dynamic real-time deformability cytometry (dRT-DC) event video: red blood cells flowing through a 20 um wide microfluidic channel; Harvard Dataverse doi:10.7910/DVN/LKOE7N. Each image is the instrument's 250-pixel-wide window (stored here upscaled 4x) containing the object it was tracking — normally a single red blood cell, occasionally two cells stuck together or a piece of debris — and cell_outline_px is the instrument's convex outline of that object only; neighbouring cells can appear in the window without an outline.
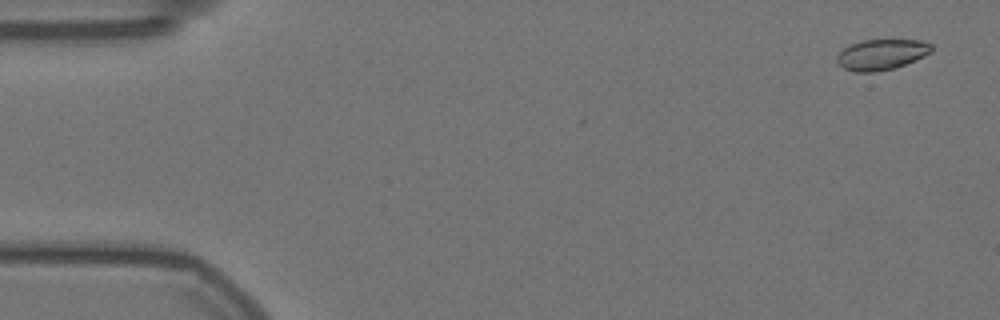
{"species": "Egyptian fruit bat (a non-hibernating species)", "species_latin": "Rousettus aegyptiacus", "temperature_condition": "warm", "stored_images_in_passage": 58, "camera_frame_rate_fps": 3000, "um_per_image_px": 0.085, "animal": {"sex": "female"}, "frame": {"image": 1, "passage_image": 3, "time_ms": 0.667, "image_size_px": [1000, 320], "cell_outline_px": [[932, 52], [916, 60], [896, 68], [872, 72], [856, 72], [844, 68], [836, 64], [836, 56], [844, 48], [852, 44], [864, 40], [924, 40], [932, 44]], "centroid_in_image_um": [74.94, 4.64], "position_along_channel_um": 10.1, "area_um2": 16.99}}
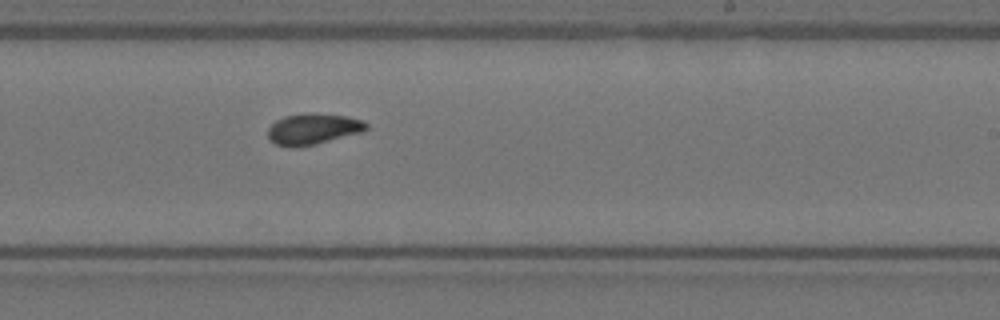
{"frame": {"image": 2, "passage_image": 35, "time_ms": 11.333, "image_size_px": [1000, 320], "cell_outline_px": [[368, 128], [360, 132], [316, 144], [296, 148], [276, 144], [268, 140], [268, 128], [276, 120], [284, 116], [304, 112], [312, 112], [344, 116], [364, 120], [368, 124]], "centroid_in_image_um": [26.57, 10.95], "position_along_channel_um": 262.4, "area_um2": 17.92}}
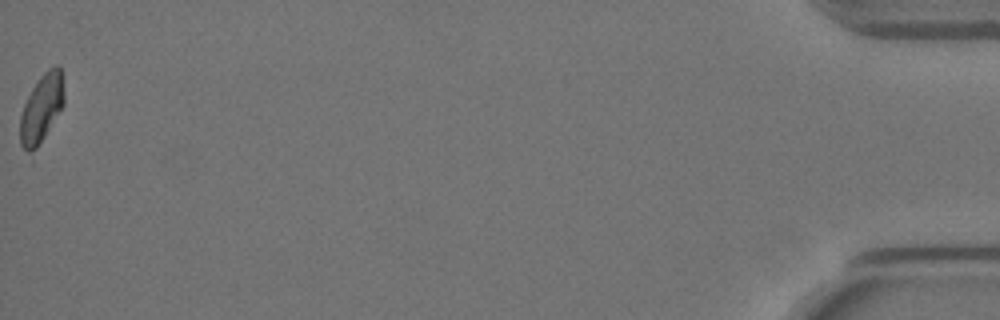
{"frame": {"image": 3, "passage_image": 58, "time_ms": 19.0, "image_size_px": [1000, 320], "cell_outline_px": [[64, 104], [32, 164], [20, 144], [20, 116], [24, 104], [32, 88], [40, 76], [48, 68], [56, 64], [60, 64], [64, 92]], "centroid_in_image_um": [3.51, 9.41], "position_along_channel_um": 431.7, "area_um2": 18.79}, "authors_computed_cell_mechanics": {"area_um2": 17.918, "velocity_mm_per_s": 3.5422, "shape_relaxation_time_tau1_ms": 6.253, "shape_relaxation_time_tau2_ms": 0.8241, "deformation_change_tau1": 0.13, "deformation_change_tau2": 0.0543}}